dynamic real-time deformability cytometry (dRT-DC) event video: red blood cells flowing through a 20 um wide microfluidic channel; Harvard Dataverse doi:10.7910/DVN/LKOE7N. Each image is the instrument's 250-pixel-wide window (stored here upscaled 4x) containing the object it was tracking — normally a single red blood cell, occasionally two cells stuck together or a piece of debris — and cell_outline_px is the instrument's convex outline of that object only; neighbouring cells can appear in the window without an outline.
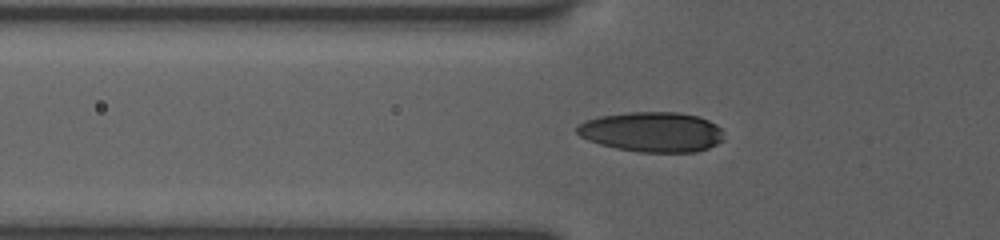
{"species": "human", "species_latin": "Homo sapiens", "temperature_condition": "room temperature", "stored_images_in_passage": 52, "camera_frame_rate_fps": 3000, "um_per_image_px": 0.085, "donor": {"sex": "female"}, "frame": {"image": 1, "passage_image": 20, "time_ms": 6.333, "image_size_px": [1000, 240], "cell_outline_px": [[724, 140], [708, 148], [696, 152], [640, 152], [616, 148], [600, 144], [588, 140], [580, 136], [576, 132], [576, 128], [584, 120], [600, 116], [628, 112], [676, 112], [700, 116], [716, 124], [720, 128]], "centroid_in_image_um": [55.42, 11.21], "position_along_channel_um": 70.4, "area_um2": 34.33}}
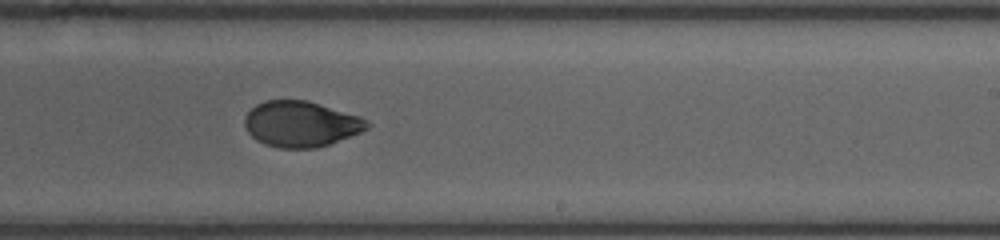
{"frame": {"image": 2, "passage_image": 35, "time_ms": 11.333, "image_size_px": [1000, 240], "cell_outline_px": [[372, 124], [368, 128], [360, 132], [328, 144], [316, 148], [280, 148], [264, 144], [256, 140], [248, 132], [244, 124], [244, 116], [256, 104], [264, 100], [308, 100], [360, 116]], "centroid_in_image_um": [25.56, 10.53], "position_along_channel_um": 263.4, "area_um2": 32.66}}
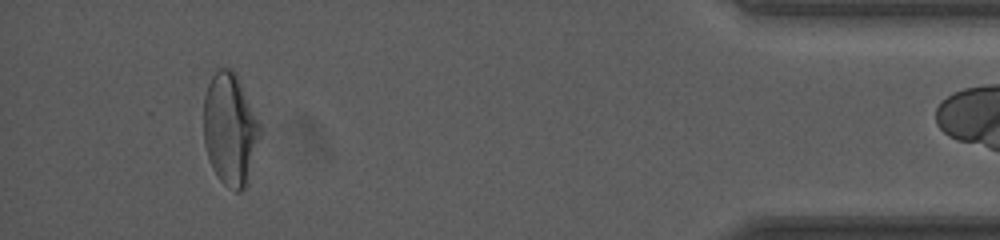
{"frame": {"image": 3, "passage_image": 51, "time_ms": 16.667, "image_size_px": [1000, 240], "cell_outline_px": [[264, 128], [244, 188], [240, 192], [236, 192], [228, 188], [216, 176], [212, 168], [204, 144], [204, 96], [208, 84], [212, 76], [220, 68], [232, 68], [236, 72]], "centroid_in_image_um": [19.59, 10.96], "position_along_channel_um": 415.6, "area_um2": 37.4}}